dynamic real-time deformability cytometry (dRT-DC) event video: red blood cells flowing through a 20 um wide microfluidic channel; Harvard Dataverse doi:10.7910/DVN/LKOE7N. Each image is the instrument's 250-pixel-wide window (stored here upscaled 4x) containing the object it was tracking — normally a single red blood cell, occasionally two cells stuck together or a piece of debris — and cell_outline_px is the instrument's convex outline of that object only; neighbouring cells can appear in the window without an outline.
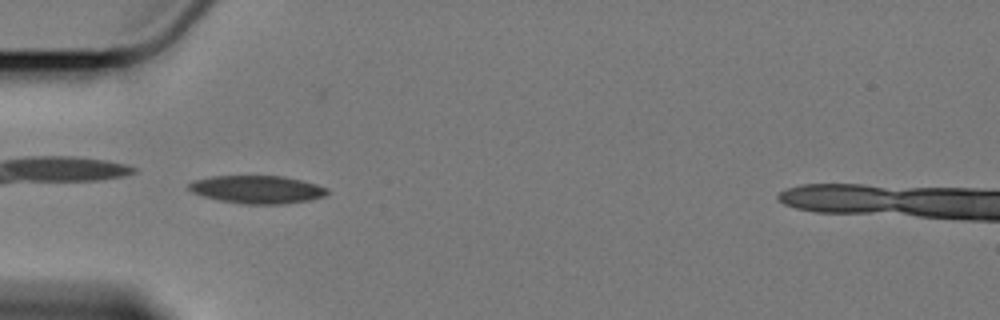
{"species": "Egyptian fruit bat (a non-hibernating species)", "species_latin": "Rousettus aegyptiacus", "temperature_condition": "cold", "stored_images_in_passage": 20, "camera_frame_rate_fps": 3000, "um_per_image_px": 0.085, "animal": {"sex": "female"}, "frame": {"image": 1, "passage_image": 4, "time_ms": 1.0, "image_size_px": [1000, 320], "cell_outline_px": [[328, 192], [324, 196], [308, 200], [280, 204], [244, 204], [220, 200], [204, 196], [192, 192], [188, 188], [188, 184], [192, 180], [212, 176], [284, 176], [316, 184], [328, 188]], "centroid_in_image_um": [21.84, 16.1], "position_along_channel_um": 63.2, "area_um2": 22.37}}